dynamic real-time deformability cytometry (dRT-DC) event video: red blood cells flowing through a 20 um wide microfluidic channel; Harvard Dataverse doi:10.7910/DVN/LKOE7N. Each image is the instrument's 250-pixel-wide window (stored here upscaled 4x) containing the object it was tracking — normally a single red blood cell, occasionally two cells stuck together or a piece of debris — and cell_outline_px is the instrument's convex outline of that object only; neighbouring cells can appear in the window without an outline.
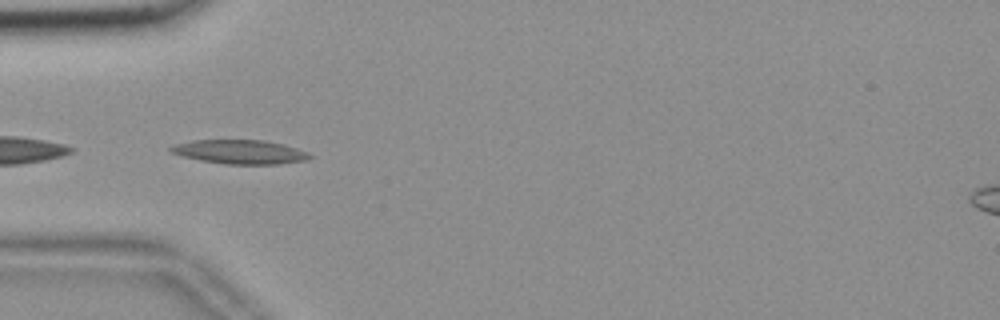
{"species": "common noctule bat (a hibernating species)", "species_latin": "Nyctalus noctula", "temperature_condition": "room temperature", "stored_images_in_passage": 20, "camera_frame_rate_fps": 3000, "um_per_image_px": 0.085, "animal": {"sex": "female", "body_mass_g": 18.4}, "frame": {"image": 1, "passage_image": 9, "time_ms": 2.667, "image_size_px": [1000, 320], "cell_outline_px": [[312, 156], [304, 160], [276, 164], [224, 164], [200, 160], [184, 156], [172, 152], [168, 148], [172, 144], [192, 140], [264, 140], [284, 144], [308, 152]], "centroid_in_image_um": [20.36, 12.9], "position_along_channel_um": 64.6, "area_um2": 19.36}}